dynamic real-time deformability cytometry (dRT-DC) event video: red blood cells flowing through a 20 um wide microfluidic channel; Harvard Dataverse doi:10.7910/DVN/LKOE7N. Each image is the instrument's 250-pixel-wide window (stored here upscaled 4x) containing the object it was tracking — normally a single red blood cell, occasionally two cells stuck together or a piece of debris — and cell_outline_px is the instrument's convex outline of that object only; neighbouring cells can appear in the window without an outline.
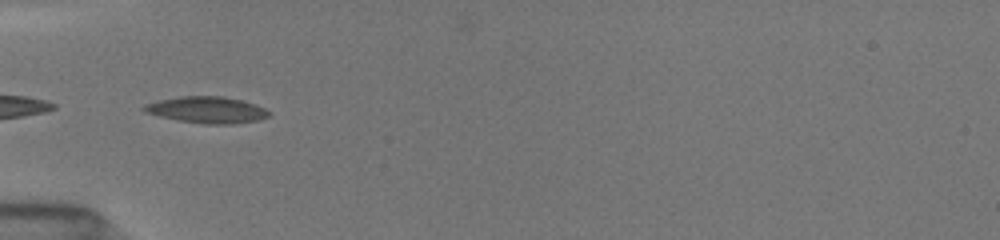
{"species": "common noctule bat (a hibernating species)", "species_latin": "Nyctalus noctula", "temperature_condition": "room temperature", "stored_images_in_passage": 31, "camera_frame_rate_fps": 3000, "um_per_image_px": 0.085, "animal": {"sex": "female", "body_mass_g": 19.5, "forearm_length_mm": 54.1}, "frame": {"image": 1, "passage_image": 1, "time_ms": 0.0, "image_size_px": [1000, 240], "cell_outline_px": [[268, 116], [256, 120], [228, 124], [204, 124], [176, 120], [144, 112], [140, 108], [144, 104], [160, 100], [180, 96], [224, 96], [240, 100], [264, 108], [268, 112]], "centroid_in_image_um": [17.5, 9.33], "position_along_channel_um": 67.5, "area_um2": 19.02}}
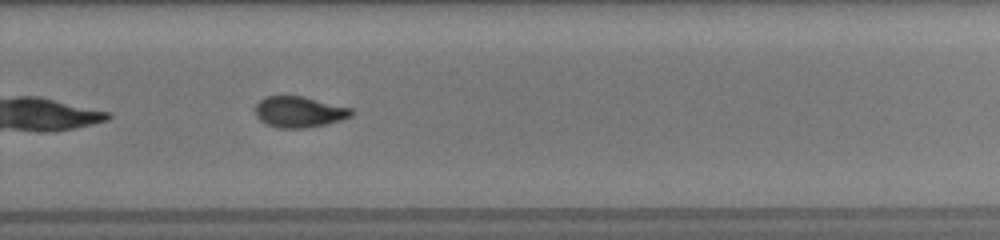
{"frame": {"image": 2, "passage_image": 19, "time_ms": 6.0, "image_size_px": [1000, 240], "cell_outline_px": [[352, 116], [340, 120], [324, 124], [304, 128], [276, 128], [264, 124], [256, 116], [256, 104], [264, 96], [304, 96], [352, 108]], "centroid_in_image_um": [25.4, 9.51], "position_along_channel_um": 304.4, "area_um2": 17.4}, "authors_computed_cell_mechanics": {"area_um2": 17.5712, "velocity_mm_per_s": 4.0005, "shape_relaxation_time_tau1_ms": 3.7202, "shape_relaxation_time_tau2_ms": 4.7533, "deformation_change_tau1": 0.1607, "deformation_change_tau2": 0.0725}}